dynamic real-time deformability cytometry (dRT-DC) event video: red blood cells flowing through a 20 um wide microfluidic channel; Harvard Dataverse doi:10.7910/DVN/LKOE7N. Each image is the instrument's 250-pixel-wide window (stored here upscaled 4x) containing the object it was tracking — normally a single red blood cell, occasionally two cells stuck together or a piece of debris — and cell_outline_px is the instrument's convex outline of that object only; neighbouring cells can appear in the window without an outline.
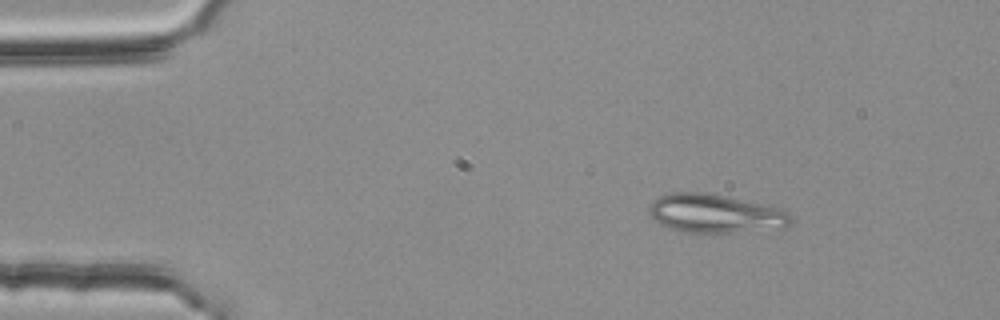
{"species": "common noctule bat (a hibernating species)", "species_latin": "Nyctalus noctula", "temperature_condition": "room temperature", "stored_images_in_passage": 3, "camera_frame_rate_fps": 3000, "um_per_image_px": 0.085, "animal": {"sex": "female", "body_mass_g": 25.1}, "frame": {"image": 1, "passage_image": 1, "time_ms": 0.0, "image_size_px": [1000, 320], "cell_outline_px": [[792, 224], [784, 228], [728, 232], [684, 232], [668, 228], [660, 224], [652, 216], [648, 208], [652, 200], [660, 196], [672, 192], [700, 192], [724, 196], [768, 204], [788, 212], [792, 220]], "centroid_in_image_um": [60.81, 18.14], "position_along_channel_um": 24.2, "area_um2": 31.85}}